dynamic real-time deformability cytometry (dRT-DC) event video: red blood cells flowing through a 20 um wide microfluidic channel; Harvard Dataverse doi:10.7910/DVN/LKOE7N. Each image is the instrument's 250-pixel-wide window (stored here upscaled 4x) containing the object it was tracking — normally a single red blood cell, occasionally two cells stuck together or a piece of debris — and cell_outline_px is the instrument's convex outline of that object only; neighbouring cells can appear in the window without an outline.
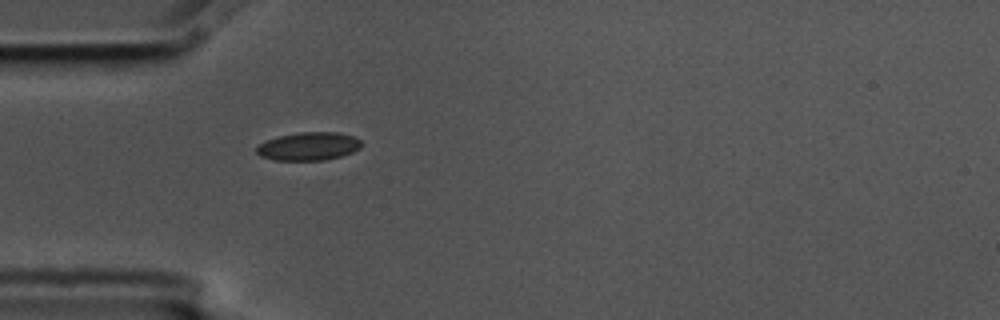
{"species": "common noctule bat (a hibernating species)", "species_latin": "Nyctalus noctula", "temperature_condition": "cold", "stored_images_in_passage": 1, "camera_frame_rate_fps": 3000, "um_per_image_px": 0.085, "animal": {"sex": "male", "body_mass_g": 17.5, "forearm_length_mm": 52.3}, "frame": {"image": 1, "passage_image": 1, "time_ms": 0.0, "image_size_px": [1000, 320], "cell_outline_px": [[364, 144], [360, 148], [352, 152], [340, 156], [324, 160], [272, 160], [260, 156], [256, 152], [256, 148], [260, 144], [268, 140], [280, 136], [300, 132], [340, 132], [352, 136], [360, 140]], "centroid_in_image_um": [26.25, 12.44], "position_along_channel_um": 58.7, "area_um2": 17.17}}